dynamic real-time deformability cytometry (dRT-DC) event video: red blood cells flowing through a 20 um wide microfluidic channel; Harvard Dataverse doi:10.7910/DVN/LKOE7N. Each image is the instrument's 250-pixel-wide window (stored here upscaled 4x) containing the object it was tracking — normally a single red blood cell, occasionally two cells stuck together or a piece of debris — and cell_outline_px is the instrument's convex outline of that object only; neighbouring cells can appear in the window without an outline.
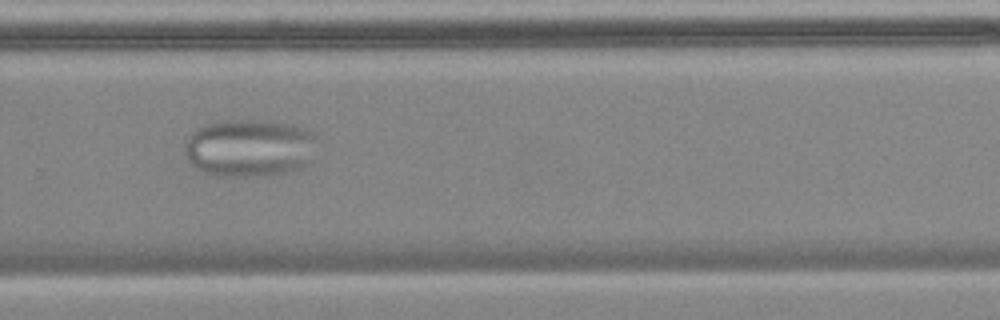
{"species": "common noctule bat (a hibernating species)", "species_latin": "Nyctalus noctula", "temperature_condition": "cold", "stored_images_in_passage": 57, "camera_frame_rate_fps": 3000, "um_per_image_px": 0.085, "animal": {"sex": "female", "body_mass_g": 18.4}, "frame": {"image": 1, "passage_image": 38, "time_ms": 12.333, "image_size_px": [1000, 320], "cell_outline_px": [[316, 136], [304, 164], [300, 168], [268, 176], [220, 176], [204, 172], [196, 168], [188, 160], [184, 152], [188, 136], [192, 132], [204, 124], [228, 120], [252, 120], [284, 124], [300, 128], [312, 132]], "centroid_in_image_um": [21.09, 12.58], "position_along_channel_um": 308.7, "area_um2": 43.52}}
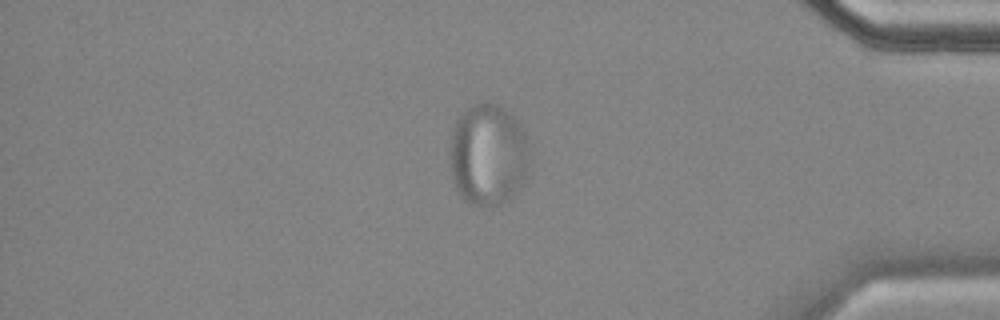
{"frame": {"image": 2, "passage_image": 48, "time_ms": 15.667, "image_size_px": [1000, 320], "cell_outline_px": [[524, 180], [508, 200], [492, 208], [480, 208], [464, 200], [460, 196], [452, 180], [452, 132], [456, 120], [472, 104], [496, 104], [512, 116], [520, 124], [524, 132]], "centroid_in_image_um": [41.42, 13.22], "position_along_channel_um": 393.8, "area_um2": 45.78}}